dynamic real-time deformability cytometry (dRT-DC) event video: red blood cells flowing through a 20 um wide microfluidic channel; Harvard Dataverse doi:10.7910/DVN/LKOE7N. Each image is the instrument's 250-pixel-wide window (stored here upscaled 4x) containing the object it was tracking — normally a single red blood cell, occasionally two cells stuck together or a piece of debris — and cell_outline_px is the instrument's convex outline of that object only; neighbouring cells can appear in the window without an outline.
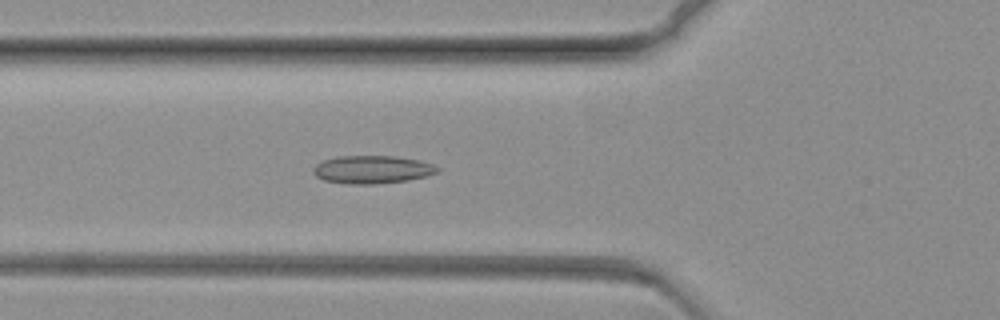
{"species": "common noctule bat (a hibernating species)", "species_latin": "Nyctalus noctula", "temperature_condition": "warm", "stored_images_in_passage": 73, "camera_frame_rate_fps": 3000, "um_per_image_px": 0.085, "animal": {"sex": "female", "body_mass_g": 19.3, "forearm_length_mm": 54.1}, "frame": {"image": 1, "passage_image": 26, "time_ms": 8.333, "image_size_px": [1000, 320], "cell_outline_px": [[440, 172], [428, 176], [408, 180], [376, 184], [348, 184], [324, 180], [316, 176], [312, 172], [312, 168], [316, 164], [324, 160], [336, 156], [396, 156], [420, 160], [432, 164], [440, 168]], "centroid_in_image_um": [31.66, 14.41], "position_along_channel_um": 94.1, "area_um2": 20.46}}
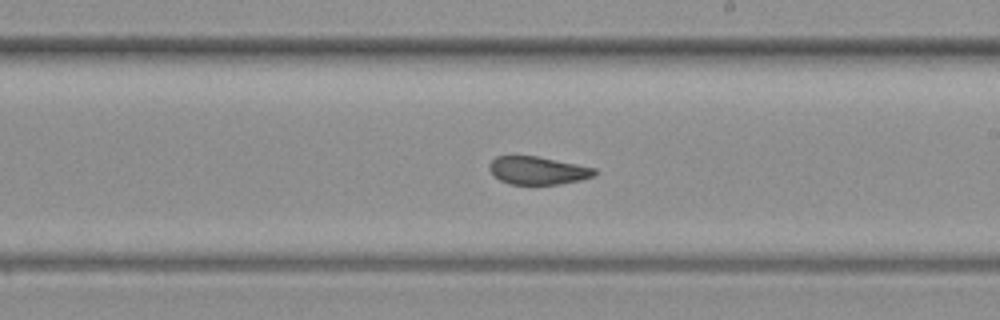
{"frame": {"image": 2, "passage_image": 42, "time_ms": 13.667, "image_size_px": [1000, 320], "cell_outline_px": [[596, 176], [580, 180], [560, 184], [512, 184], [500, 180], [488, 168], [488, 164], [496, 156], [536, 156], [596, 168]], "centroid_in_image_um": [45.73, 14.49], "position_along_channel_um": 243.3, "area_um2": 16.99}}
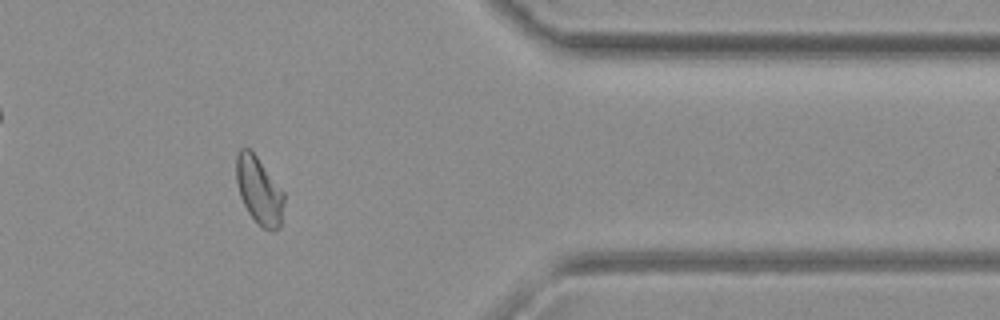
{"frame": {"image": 3, "passage_image": 60, "time_ms": 19.667, "image_size_px": [1000, 320], "cell_outline_px": [[284, 200], [280, 228], [272, 232], [264, 228], [248, 212], [240, 196], [236, 180], [236, 152], [240, 148], [248, 148], [256, 156], [284, 192]], "centroid_in_image_um": [22.01, 16.19], "position_along_channel_um": 389.4, "area_um2": 18.55}}